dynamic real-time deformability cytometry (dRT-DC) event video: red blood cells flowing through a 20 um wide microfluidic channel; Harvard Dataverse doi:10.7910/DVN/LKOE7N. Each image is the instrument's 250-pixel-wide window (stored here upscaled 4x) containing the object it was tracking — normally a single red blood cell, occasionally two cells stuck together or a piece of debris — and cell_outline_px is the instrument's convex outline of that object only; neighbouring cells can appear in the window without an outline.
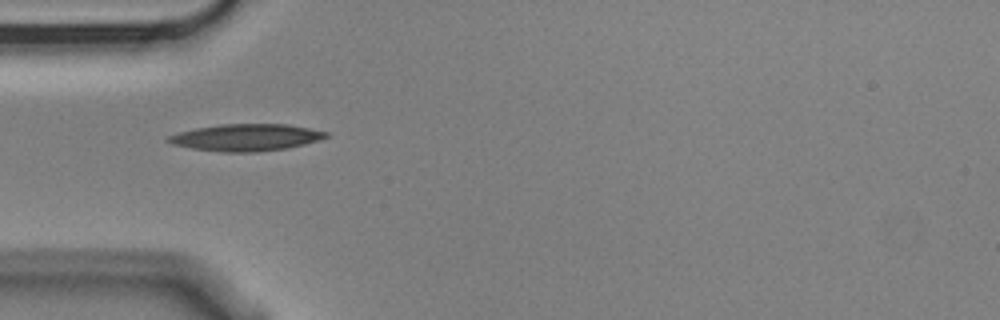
{"species": "Egyptian fruit bat (a non-hibernating species)", "species_latin": "Rousettus aegyptiacus", "temperature_condition": "cold", "stored_images_in_passage": 5, "camera_frame_rate_fps": 3000, "um_per_image_px": 0.085, "animal": {"sex": "male"}, "frame": {"image": 1, "passage_image": 4, "time_ms": 1.0, "image_size_px": [1000, 320], "cell_outline_px": [[328, 136], [304, 144], [288, 148], [256, 152], [220, 152], [192, 148], [172, 144], [164, 140], [168, 136], [180, 132], [196, 128], [220, 124], [288, 124], [328, 132]], "centroid_in_image_um": [20.88, 11.68], "position_along_channel_um": 64.1, "area_um2": 24.62}}
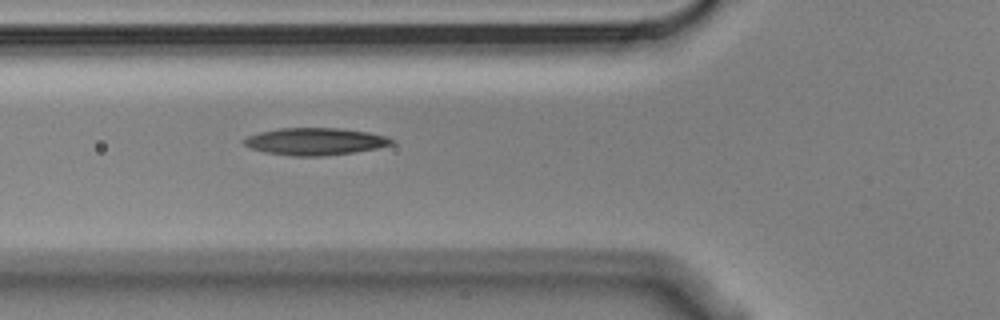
{"frame": {"image": 2, "passage_image": 5, "time_ms": 1.333, "image_size_px": [1000, 320], "cell_outline_px": [[396, 140], [392, 144], [376, 148], [352, 152], [324, 156], [292, 156], [264, 152], [252, 148], [244, 144], [244, 140], [248, 136], [260, 132], [280, 128], [336, 128], [368, 132], [384, 136]], "centroid_in_image_um": [26.78, 12.02], "position_along_channel_um": 99.0, "area_um2": 23.12}}